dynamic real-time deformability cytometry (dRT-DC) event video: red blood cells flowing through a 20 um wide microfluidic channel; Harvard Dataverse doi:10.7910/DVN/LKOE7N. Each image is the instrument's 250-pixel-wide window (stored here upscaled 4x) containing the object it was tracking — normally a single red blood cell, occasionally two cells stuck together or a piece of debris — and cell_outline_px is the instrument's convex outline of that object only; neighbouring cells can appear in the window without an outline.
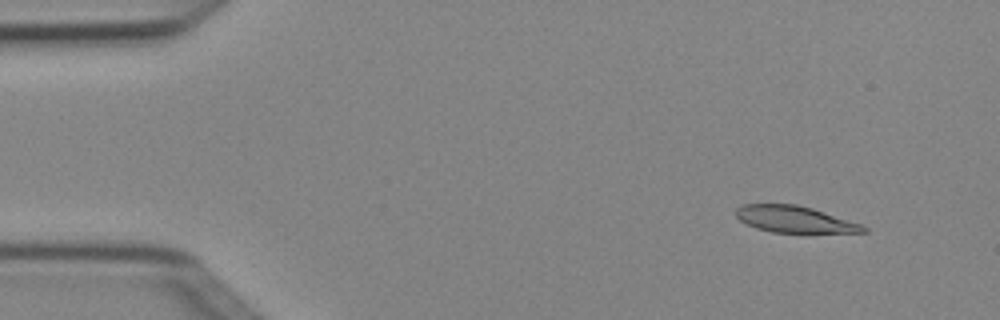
{"species": "Egyptian fruit bat (a non-hibernating species)", "species_latin": "Rousettus aegyptiacus", "temperature_condition": "cold", "stored_images_in_passage": 3, "camera_frame_rate_fps": 3000, "um_per_image_px": 0.085, "animal": {"sex": "female"}, "frame": {"image": 1, "passage_image": 1, "time_ms": 0.0, "image_size_px": [1000, 320], "cell_outline_px": [[868, 232], [772, 232], [756, 228], [740, 220], [736, 216], [736, 208], [744, 204], [796, 204], [812, 208], [860, 224], [868, 228]], "centroid_in_image_um": [67.51, 18.63], "position_along_channel_um": 17.5, "area_um2": 19.36}}
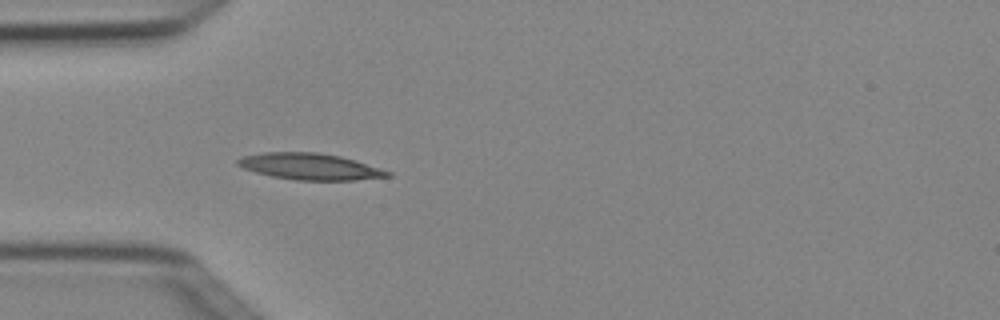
{"frame": {"image": 2, "passage_image": 3, "time_ms": 0.667, "image_size_px": [1000, 320], "cell_outline_px": [[392, 176], [356, 180], [296, 180], [272, 176], [256, 172], [244, 168], [236, 164], [236, 160], [240, 156], [264, 152], [316, 152], [340, 156], [380, 168], [392, 172]], "centroid_in_image_um": [26.33, 14.15], "position_along_channel_um": 58.7, "area_um2": 23.0}}